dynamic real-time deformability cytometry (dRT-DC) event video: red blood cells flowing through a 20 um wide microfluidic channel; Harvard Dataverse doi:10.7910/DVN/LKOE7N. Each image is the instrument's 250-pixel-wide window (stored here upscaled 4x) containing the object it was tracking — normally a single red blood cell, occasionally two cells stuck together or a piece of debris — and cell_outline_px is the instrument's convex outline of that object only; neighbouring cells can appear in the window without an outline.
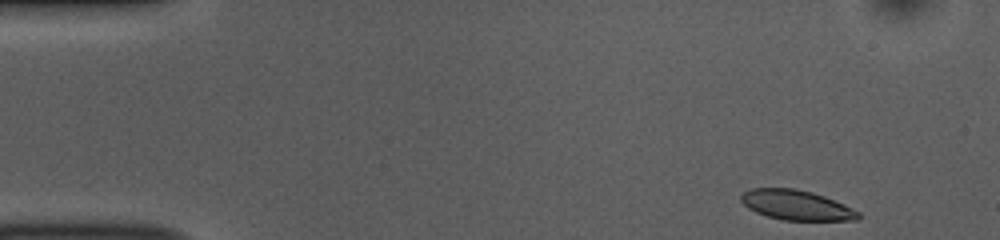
{"species": "common noctule bat (a hibernating species)", "species_latin": "Nyctalus noctula", "temperature_condition": "room temperature", "stored_images_in_passage": 50, "camera_frame_rate_fps": 3000, "um_per_image_px": 0.085, "animal": {"sex": "female", "body_mass_g": 10.0, "forearm_length_mm": 53.1}, "frame": {"image": 1, "passage_image": 1, "time_ms": 0.0, "image_size_px": [1000, 240], "cell_outline_px": [[860, 220], [784, 220], [768, 216], [756, 212], [748, 208], [740, 200], [740, 196], [744, 192], [752, 188], [796, 188], [812, 192], [824, 196], [844, 204], [860, 212]], "centroid_in_image_um": [67.7, 17.43], "position_along_channel_um": 17.3, "area_um2": 20.4}}
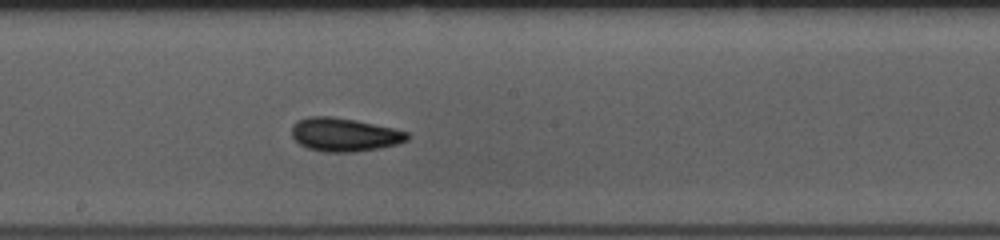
{"frame": {"image": 2, "passage_image": 25, "time_ms": 8.0, "image_size_px": [1000, 240], "cell_outline_px": [[408, 140], [396, 144], [380, 148], [352, 152], [324, 152], [308, 148], [300, 144], [292, 136], [292, 124], [296, 120], [308, 116], [332, 116], [356, 120], [392, 128], [408, 132]], "centroid_in_image_um": [29.23, 11.44], "position_along_channel_um": 219.0, "area_um2": 22.54}}
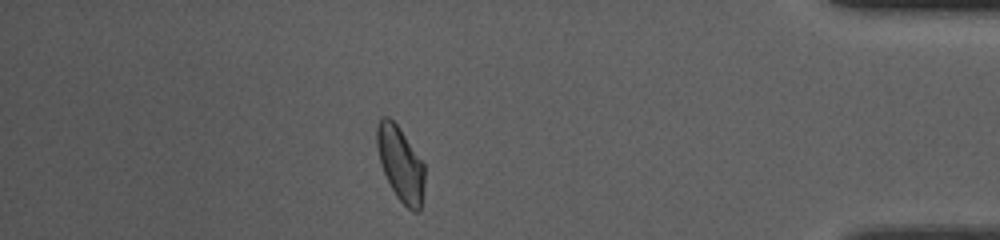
{"frame": {"image": 3, "passage_image": 43, "time_ms": 14.0, "image_size_px": [1000, 240], "cell_outline_px": [[424, 184], [420, 208], [416, 212], [412, 212], [396, 196], [380, 164], [376, 144], [376, 124], [384, 116], [388, 116], [396, 124], [424, 164]], "centroid_in_image_um": [34.02, 13.92], "position_along_channel_um": 401.2, "area_um2": 20.35}, "authors_computed_cell_mechanics": {"area_um2": 21.3282, "velocity_mm_per_s": 3.701, "shape_relaxation_time_tau1_ms": 3.6354, "shape_relaxation_time_tau2_ms": 2.5738, "deformation_change_tau1": 0.1134, "deformation_change_tau2": 0.0696}}